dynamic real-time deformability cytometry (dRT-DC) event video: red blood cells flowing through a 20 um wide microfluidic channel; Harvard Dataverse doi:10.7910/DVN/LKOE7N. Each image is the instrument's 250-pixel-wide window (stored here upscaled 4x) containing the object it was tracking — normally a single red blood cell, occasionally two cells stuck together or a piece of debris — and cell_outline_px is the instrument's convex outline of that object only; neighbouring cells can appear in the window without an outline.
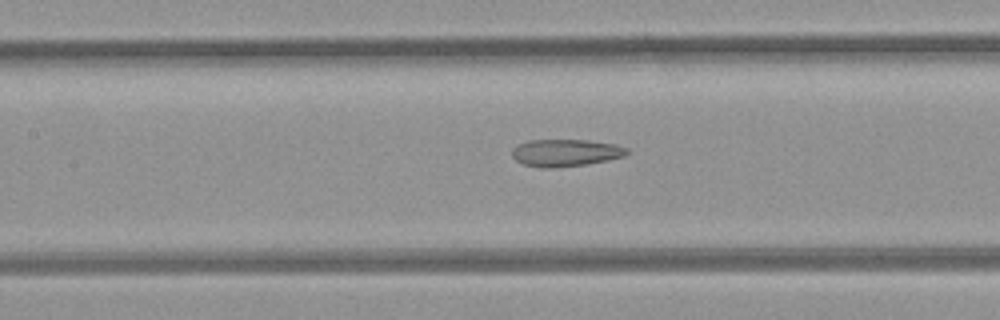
{"species": "common noctule bat (a hibernating species)", "species_latin": "Nyctalus noctula", "temperature_condition": "room temperature", "stored_images_in_passage": 25, "camera_frame_rate_fps": 3000, "um_per_image_px": 0.085, "animal": {"sex": "female", "body_mass_g": 21.9}, "frame": {"image": 1, "passage_image": 8, "time_ms": 2.333, "image_size_px": [1000, 320], "cell_outline_px": [[628, 152], [624, 156], [608, 160], [584, 164], [552, 168], [540, 168], [524, 164], [516, 160], [512, 156], [512, 148], [516, 144], [528, 140], [588, 140], [616, 144], [628, 148]], "centroid_in_image_um": [48.04, 12.97], "position_along_channel_um": 159.4, "area_um2": 18.26}}
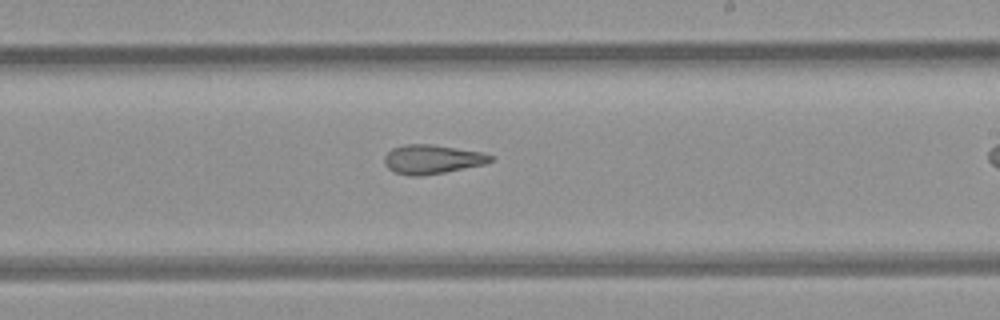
{"frame": {"image": 2, "passage_image": 15, "time_ms": 4.667, "image_size_px": [1000, 320], "cell_outline_px": [[492, 160], [484, 164], [444, 172], [420, 176], [408, 176], [396, 172], [388, 168], [384, 164], [384, 156], [392, 148], [404, 144], [432, 144], [484, 152], [492, 156]], "centroid_in_image_um": [36.7, 13.53], "position_along_channel_um": 252.3, "area_um2": 17.98}}
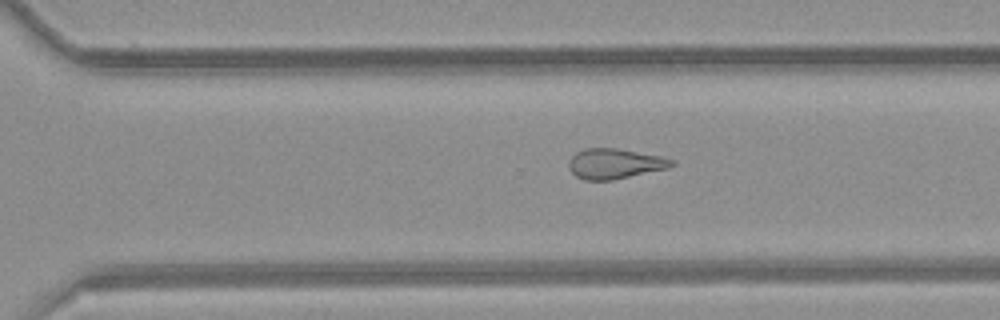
{"frame": {"image": 3, "passage_image": 20, "time_ms": 6.333, "image_size_px": [1000, 320], "cell_outline_px": [[676, 164], [668, 168], [612, 180], [584, 180], [576, 176], [568, 168], [568, 160], [576, 152], [584, 148], [616, 148], [660, 156], [676, 160]], "centroid_in_image_um": [52.24, 13.91], "position_along_channel_um": 318.4, "area_um2": 18.15}}